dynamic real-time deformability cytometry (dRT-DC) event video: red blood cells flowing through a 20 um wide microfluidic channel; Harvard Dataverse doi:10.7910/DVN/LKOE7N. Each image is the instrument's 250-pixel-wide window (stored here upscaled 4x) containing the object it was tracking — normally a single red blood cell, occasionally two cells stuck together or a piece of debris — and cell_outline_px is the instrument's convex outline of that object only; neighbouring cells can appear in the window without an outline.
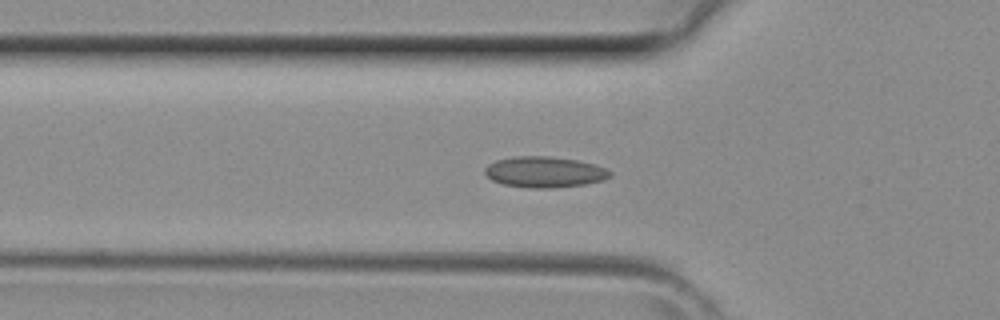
{"species": "common noctule bat (a hibernating species)", "species_latin": "Nyctalus noctula", "temperature_condition": "room temperature", "stored_images_in_passage": 42, "camera_frame_rate_fps": 3000, "um_per_image_px": 0.085, "animal": {"sex": "female", "body_mass_g": 29.2, "forearm_length_mm": 56.3}, "frame": {"image": 1, "passage_image": 13, "time_ms": 4.0, "image_size_px": [1000, 320], "cell_outline_px": [[612, 176], [604, 180], [584, 184], [552, 188], [528, 188], [504, 184], [492, 180], [484, 172], [484, 168], [488, 164], [496, 160], [516, 156], [544, 156], [576, 160], [592, 164], [604, 168], [612, 172]], "centroid_in_image_um": [46.27, 14.63], "position_along_channel_um": 79.5, "area_um2": 22.37}}
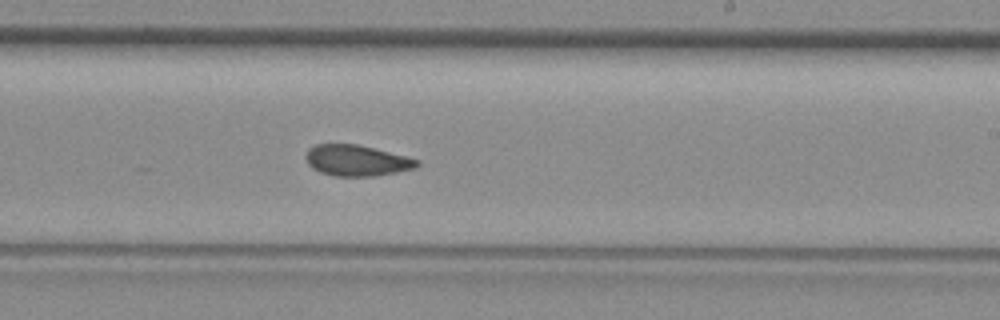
{"frame": {"image": 2, "passage_image": 24, "time_ms": 7.667, "image_size_px": [1000, 320], "cell_outline_px": [[420, 164], [416, 168], [376, 176], [336, 176], [320, 172], [312, 168], [308, 164], [304, 156], [308, 148], [316, 144], [356, 144], [420, 160]], "centroid_in_image_um": [30.28, 13.65], "position_along_channel_um": 258.7, "area_um2": 20.0}}
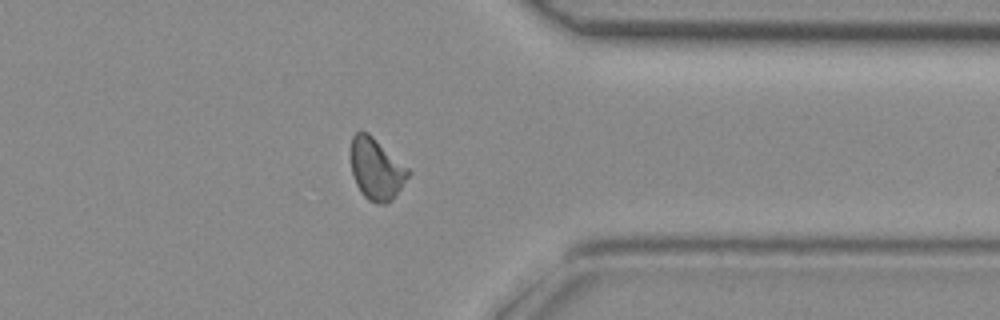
{"frame": {"image": 3, "passage_image": 32, "time_ms": 10.333, "image_size_px": [1000, 320], "cell_outline_px": [[412, 172], [388, 204], [380, 204], [368, 200], [364, 196], [356, 184], [352, 172], [352, 136], [360, 128], [368, 132], [408, 168]], "centroid_in_image_um": [31.99, 14.35], "position_along_channel_um": 379.4, "area_um2": 20.35}}